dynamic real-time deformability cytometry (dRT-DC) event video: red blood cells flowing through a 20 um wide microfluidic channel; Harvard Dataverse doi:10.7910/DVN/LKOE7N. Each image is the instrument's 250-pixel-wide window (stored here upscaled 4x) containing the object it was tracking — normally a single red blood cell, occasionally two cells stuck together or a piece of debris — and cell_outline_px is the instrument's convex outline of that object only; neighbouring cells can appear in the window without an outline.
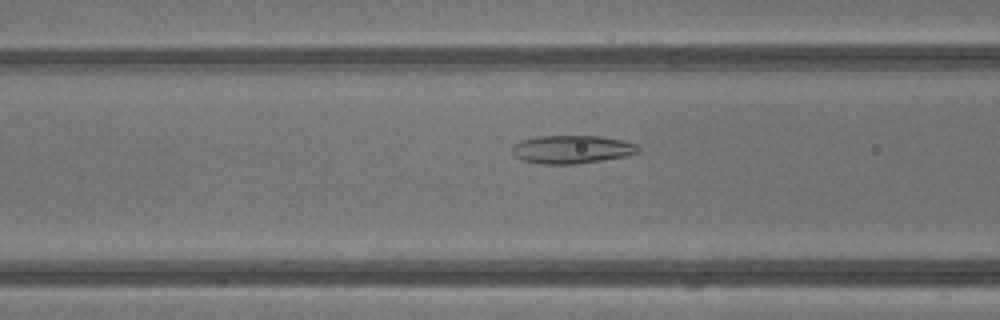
{"species": "common noctule bat (a hibernating species)", "species_latin": "Nyctalus noctula", "temperature_condition": "warm", "stored_images_in_passage": 40, "camera_frame_rate_fps": 3000, "um_per_image_px": 0.085, "animal": {"sex": "male", "body_mass_g": 13.3}, "frame": {"image": 1, "passage_image": 15, "time_ms": 4.667, "image_size_px": [1000, 320], "cell_outline_px": [[640, 152], [624, 156], [576, 164], [540, 164], [524, 160], [516, 156], [512, 152], [512, 144], [520, 140], [536, 136], [600, 136], [624, 140], [636, 144], [640, 148]], "centroid_in_image_um": [48.6, 12.68], "position_along_channel_um": 118.0, "area_um2": 20.75}}
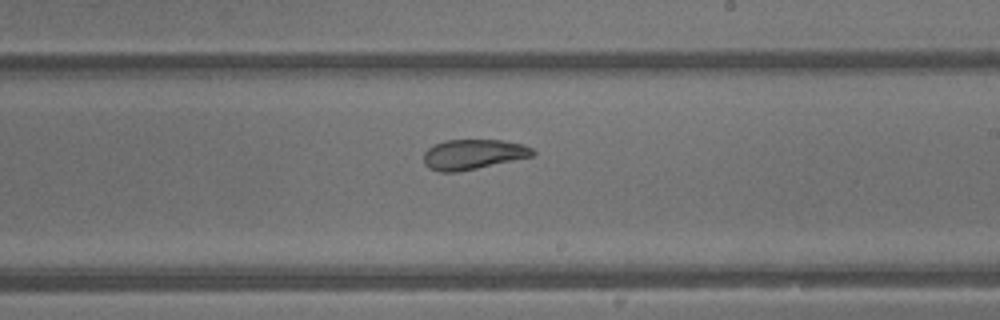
{"frame": {"image": 2, "passage_image": 23, "time_ms": 7.333, "image_size_px": [1000, 320], "cell_outline_px": [[536, 152], [532, 156], [460, 172], [440, 172], [428, 168], [424, 164], [424, 152], [428, 148], [444, 140], [504, 140], [524, 144], [532, 148]], "centroid_in_image_um": [40.21, 13.12], "position_along_channel_um": 248.8, "area_um2": 19.19}}
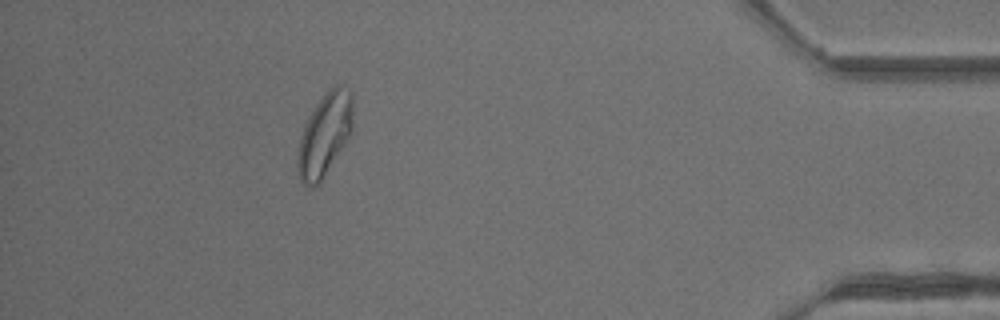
{"frame": {"image": 3, "passage_image": 36, "time_ms": 11.667, "image_size_px": [1000, 320], "cell_outline_px": [[352, 132], [320, 184], [312, 188], [304, 184], [300, 180], [296, 164], [296, 160], [300, 136], [304, 124], [308, 116], [324, 92], [332, 84], [340, 84], [348, 88], [352, 92]], "centroid_in_image_um": [27.59, 11.43], "position_along_channel_um": 407.6, "area_um2": 27.22}, "authors_computed_cell_mechanics": {"area_um2": 24.6228, "velocity_mm_per_s": 4.9039, "shape_relaxation_time_tau1_ms": 6.9719, "shape_relaxation_time_tau2_ms": 1.2749, "deformation_change_tau1": 0.1735, "deformation_change_tau2": 0.0591}}